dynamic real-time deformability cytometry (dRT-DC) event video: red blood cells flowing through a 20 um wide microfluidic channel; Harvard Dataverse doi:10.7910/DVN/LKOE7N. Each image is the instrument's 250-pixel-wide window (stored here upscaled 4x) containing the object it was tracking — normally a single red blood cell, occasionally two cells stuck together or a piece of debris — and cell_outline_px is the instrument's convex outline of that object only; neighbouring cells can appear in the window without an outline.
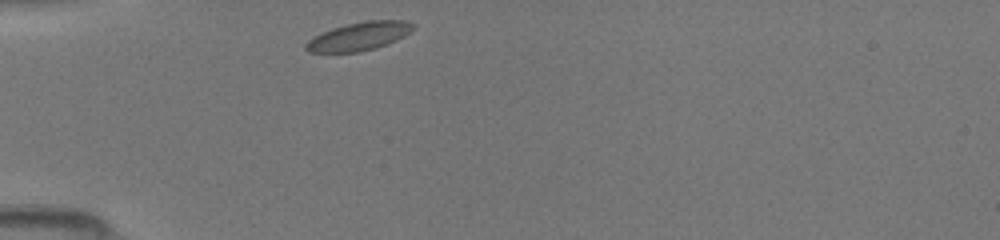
{"species": "common noctule bat (a hibernating species)", "species_latin": "Nyctalus noctula", "temperature_condition": "room temperature", "stored_images_in_passage": 35, "camera_frame_rate_fps": 3000, "um_per_image_px": 0.085, "animal": {"sex": "female", "body_mass_g": 19.5, "forearm_length_mm": 54.1}, "frame": {"image": 1, "passage_image": 1, "time_ms": 0.0, "image_size_px": [1000, 240], "cell_outline_px": [[416, 28], [404, 36], [396, 40], [376, 48], [360, 52], [308, 52], [304, 48], [304, 44], [308, 40], [320, 32], [332, 28], [348, 24], [368, 20], [404, 20], [416, 24]], "centroid_in_image_um": [30.53, 3.08], "position_along_channel_um": 54.5, "area_um2": 17.86}}
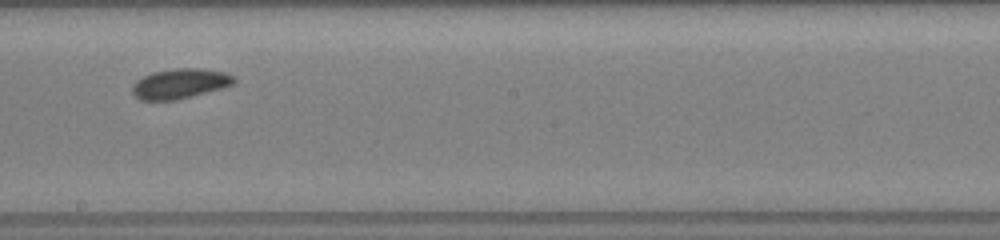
{"frame": {"image": 2, "passage_image": 15, "time_ms": 4.667, "image_size_px": [1000, 240], "cell_outline_px": [[236, 80], [232, 84], [220, 88], [176, 100], [140, 100], [132, 92], [132, 84], [136, 80], [152, 72], [176, 68], [204, 68], [224, 72], [236, 76]], "centroid_in_image_um": [15.29, 7.09], "position_along_channel_um": 232.9, "area_um2": 17.69}}
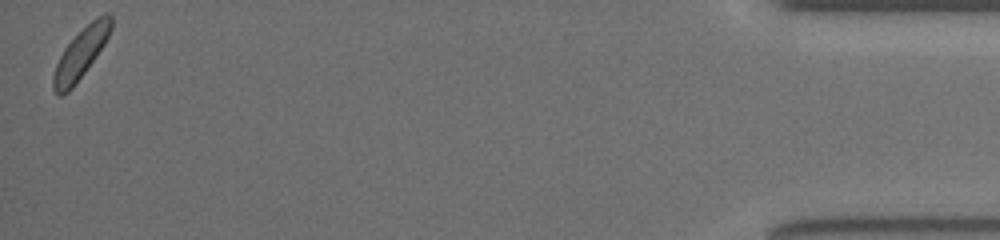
{"frame": {"image": 3, "passage_image": 35, "time_ms": 11.333, "image_size_px": [1000, 240], "cell_outline_px": [[112, 28], [104, 44], [84, 72], [72, 88], [68, 92], [60, 96], [52, 88], [52, 76], [56, 64], [64, 48], [96, 16], [104, 12], [108, 12], [112, 16]], "centroid_in_image_um": [6.87, 4.53], "position_along_channel_um": 428.3, "area_um2": 16.53}}